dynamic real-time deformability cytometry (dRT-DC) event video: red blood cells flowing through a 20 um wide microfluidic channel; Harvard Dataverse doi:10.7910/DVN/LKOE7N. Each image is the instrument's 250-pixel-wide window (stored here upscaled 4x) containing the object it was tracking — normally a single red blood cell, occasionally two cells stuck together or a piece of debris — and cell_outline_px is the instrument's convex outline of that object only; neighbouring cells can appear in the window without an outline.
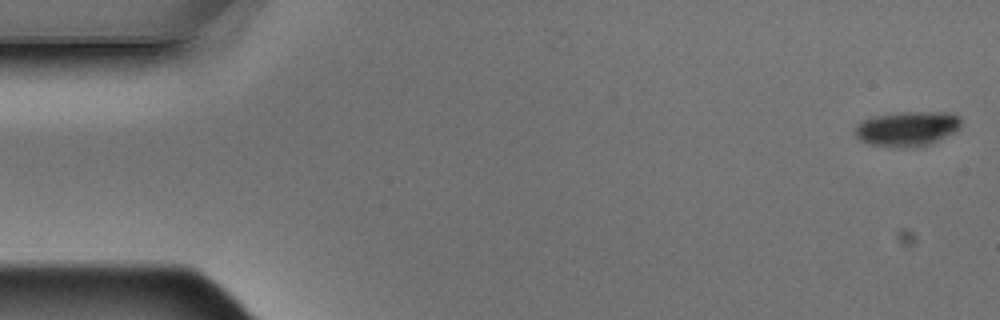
{"species": "Egyptian fruit bat (a non-hibernating species)", "species_latin": "Rousettus aegyptiacus", "temperature_condition": "warm", "stored_images_in_passage": 5, "camera_frame_rate_fps": 3000, "um_per_image_px": 0.085, "animal": {"sex": "male"}, "frame": {"image": 1, "passage_image": 1, "time_ms": 0.0, "image_size_px": [1000, 320], "cell_outline_px": [[960, 128], [928, 144], [904, 148], [868, 144], [860, 140], [852, 132], [856, 124], [860, 120], [872, 116], [900, 112], [952, 112], [960, 116]], "centroid_in_image_um": [77.03, 10.92], "position_along_channel_um": 8.0, "area_um2": 21.62}}
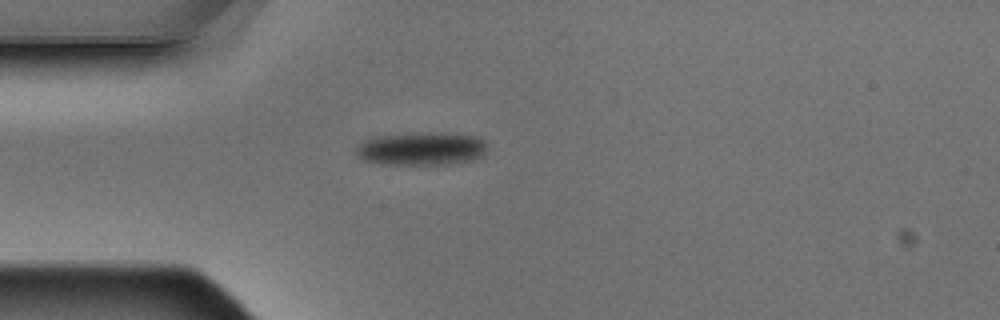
{"frame": {"image": 2, "passage_image": 5, "time_ms": 1.333, "image_size_px": [1000, 320], "cell_outline_px": [[488, 148], [484, 156], [472, 160], [452, 164], [380, 164], [364, 160], [356, 152], [356, 148], [368, 136], [408, 132], [440, 132], [476, 136], [488, 140]], "centroid_in_image_um": [35.87, 12.61], "position_along_channel_um": 49.1, "area_um2": 26.18}}